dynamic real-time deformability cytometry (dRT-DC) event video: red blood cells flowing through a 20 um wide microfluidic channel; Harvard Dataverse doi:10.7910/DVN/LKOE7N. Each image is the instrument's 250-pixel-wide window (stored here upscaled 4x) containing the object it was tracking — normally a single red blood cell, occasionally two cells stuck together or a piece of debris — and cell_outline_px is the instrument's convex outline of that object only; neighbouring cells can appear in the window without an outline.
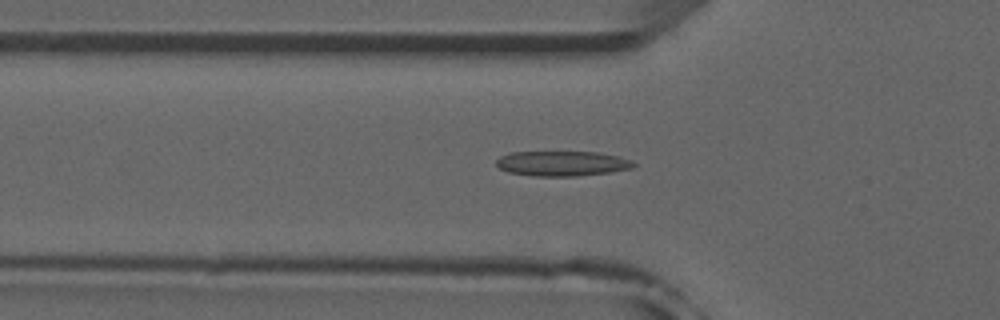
{"species": "common noctule bat (a hibernating species)", "species_latin": "Nyctalus noctula", "temperature_condition": "room temperature", "stored_images_in_passage": 37, "camera_frame_rate_fps": 3000, "um_per_image_px": 0.085, "animal": {"sex": "male", "forearm_length_mm": 52.5}, "frame": {"image": 1, "passage_image": 5, "time_ms": 1.333, "image_size_px": [1000, 320], "cell_outline_px": [[636, 164], [632, 168], [612, 172], [576, 176], [532, 176], [508, 172], [500, 168], [496, 164], [496, 160], [500, 156], [512, 152], [596, 152], [616, 156], [632, 160]], "centroid_in_image_um": [47.78, 13.9], "position_along_channel_um": 78.0, "area_um2": 20.0}}
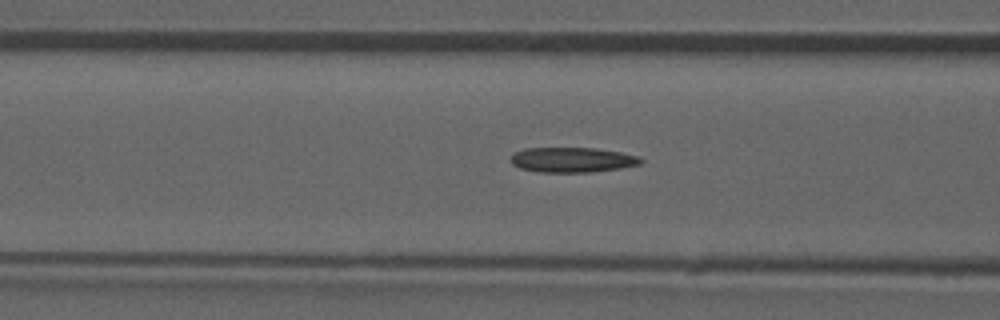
{"frame": {"image": 2, "passage_image": 8, "time_ms": 2.333, "image_size_px": [1000, 320], "cell_outline_px": [[644, 160], [640, 164], [620, 168], [588, 172], [540, 172], [520, 168], [512, 164], [508, 160], [508, 156], [512, 152], [524, 148], [596, 148], [620, 152], [640, 156]], "centroid_in_image_um": [48.58, 13.57], "position_along_channel_um": 118.0, "area_um2": 19.19}}